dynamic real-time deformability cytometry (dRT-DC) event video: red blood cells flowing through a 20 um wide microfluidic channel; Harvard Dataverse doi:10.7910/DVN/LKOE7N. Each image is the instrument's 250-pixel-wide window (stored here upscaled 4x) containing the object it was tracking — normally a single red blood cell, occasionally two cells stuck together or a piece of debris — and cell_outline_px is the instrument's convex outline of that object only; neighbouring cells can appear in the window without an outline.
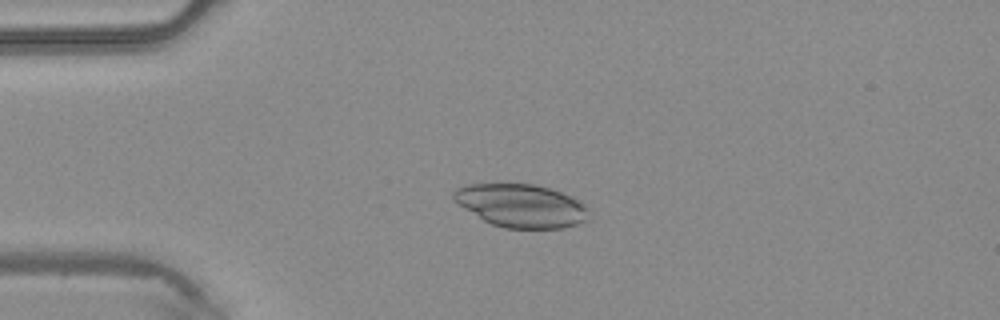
{"species": "common noctule bat (a hibernating species)", "species_latin": "Nyctalus noctula", "temperature_condition": "warm", "stored_images_in_passage": 3, "camera_frame_rate_fps": 3000, "um_per_image_px": 0.085, "animal": {"sex": "male", "body_mass_g": 20.4}, "frame": {"image": 1, "passage_image": 2, "time_ms": 0.333, "image_size_px": [1000, 320], "cell_outline_px": [[588, 220], [576, 224], [560, 228], [504, 228], [492, 224], [484, 220], [464, 208], [452, 200], [452, 192], [456, 188], [464, 184], [536, 184], [552, 188], [572, 196], [584, 204], [588, 208]], "centroid_in_image_um": [44.29, 17.47], "position_along_channel_um": 40.7, "area_um2": 34.16}}